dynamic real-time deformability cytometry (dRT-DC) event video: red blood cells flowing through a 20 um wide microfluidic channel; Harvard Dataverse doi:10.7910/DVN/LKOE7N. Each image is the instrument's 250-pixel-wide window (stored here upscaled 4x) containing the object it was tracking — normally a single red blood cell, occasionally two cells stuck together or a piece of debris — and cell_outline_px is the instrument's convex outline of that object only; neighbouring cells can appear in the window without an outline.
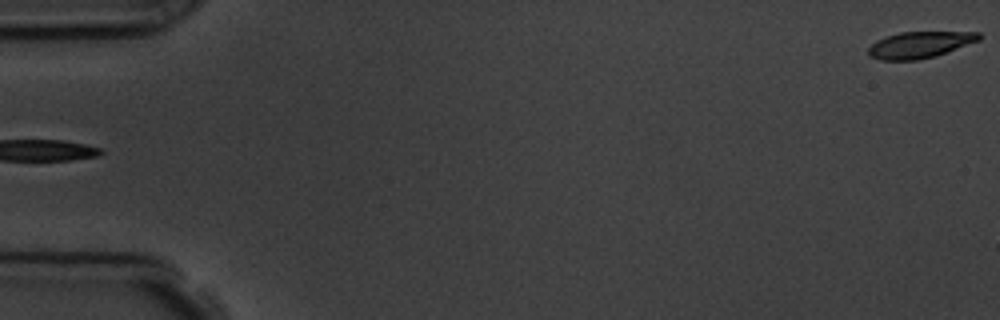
{"species": "common noctule bat (a hibernating species)", "species_latin": "Nyctalus noctula", "temperature_condition": "room temperature", "stored_images_in_passage": 5, "camera_frame_rate_fps": 3000, "um_per_image_px": 0.085, "animal": {"sex": "male", "body_mass_g": 19.5, "forearm_length_mm": 54.6}, "frame": {"image": 1, "passage_image": 5, "time_ms": 4.667, "image_size_px": [1000, 320], "cell_outline_px": [[984, 36], [980, 40], [936, 56], [916, 60], [880, 60], [868, 56], [868, 48], [876, 40], [884, 36], [900, 32], [980, 32]], "centroid_in_image_um": [78.17, 3.8], "position_along_channel_um": 6.8, "area_um2": 17.22}}